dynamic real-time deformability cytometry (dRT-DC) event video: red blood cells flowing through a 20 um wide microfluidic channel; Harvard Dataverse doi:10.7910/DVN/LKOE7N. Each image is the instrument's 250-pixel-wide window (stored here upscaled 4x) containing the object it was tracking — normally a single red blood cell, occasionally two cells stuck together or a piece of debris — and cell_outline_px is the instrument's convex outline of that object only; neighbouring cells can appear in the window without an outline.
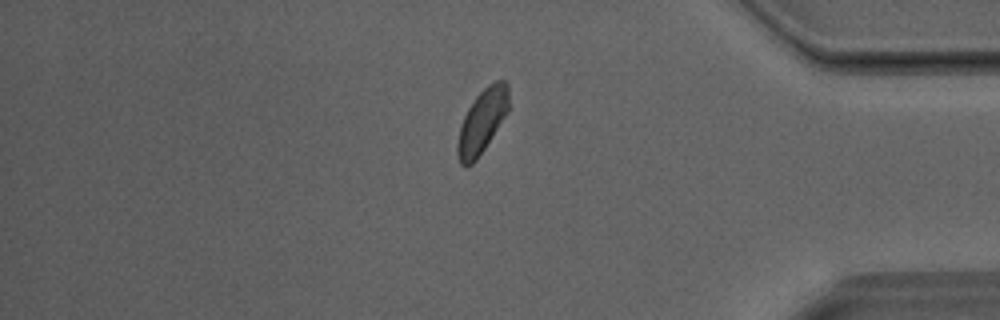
{"species": "Egyptian fruit bat (a non-hibernating species)", "species_latin": "Rousettus aegyptiacus", "temperature_condition": "room temperature", "stored_images_in_passage": 27, "camera_frame_rate_fps": 3000, "um_per_image_px": 0.085, "animal": {"sex": "male"}, "frame": {"image": 1, "passage_image": 23, "time_ms": 7.333, "image_size_px": [1000, 320], "cell_outline_px": [[508, 112], [476, 160], [472, 164], [460, 164], [456, 152], [456, 144], [460, 124], [468, 108], [476, 96], [488, 84], [496, 80], [504, 80], [508, 84]], "centroid_in_image_um": [40.96, 10.29], "position_along_channel_um": 394.2, "area_um2": 18.9}}